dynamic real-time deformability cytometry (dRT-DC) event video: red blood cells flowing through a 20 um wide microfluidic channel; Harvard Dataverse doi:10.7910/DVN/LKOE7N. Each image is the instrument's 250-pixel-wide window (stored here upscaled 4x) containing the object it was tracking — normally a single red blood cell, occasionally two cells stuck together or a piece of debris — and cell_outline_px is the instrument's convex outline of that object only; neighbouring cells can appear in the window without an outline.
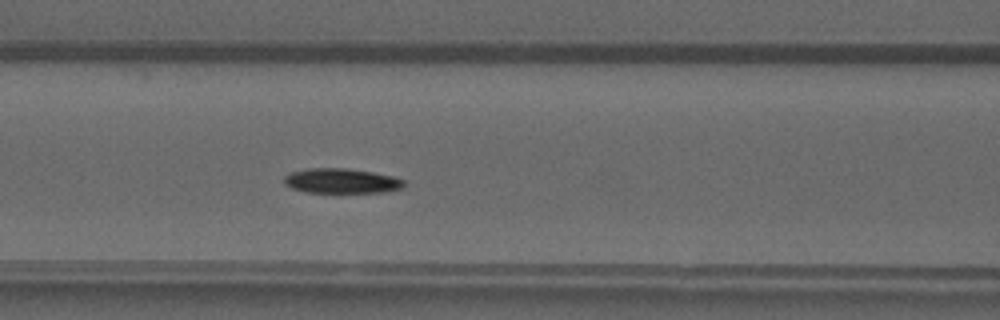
{"species": "common noctule bat (a hibernating species)", "species_latin": "Nyctalus noctula", "temperature_condition": "warm", "stored_images_in_passage": 45, "camera_frame_rate_fps": 3000, "um_per_image_px": 0.085, "animal": {"sex": "male", "forearm_length_mm": 52.5}, "frame": {"image": 1, "passage_image": 17, "time_ms": 5.333, "image_size_px": [1000, 320], "cell_outline_px": [[408, 184], [404, 188], [388, 192], [304, 192], [292, 188], [284, 184], [284, 176], [292, 172], [308, 168], [344, 168], [372, 172], [392, 176], [408, 180]], "centroid_in_image_um": [29.1, 15.38], "position_along_channel_um": 137.5, "area_um2": 17.57}}
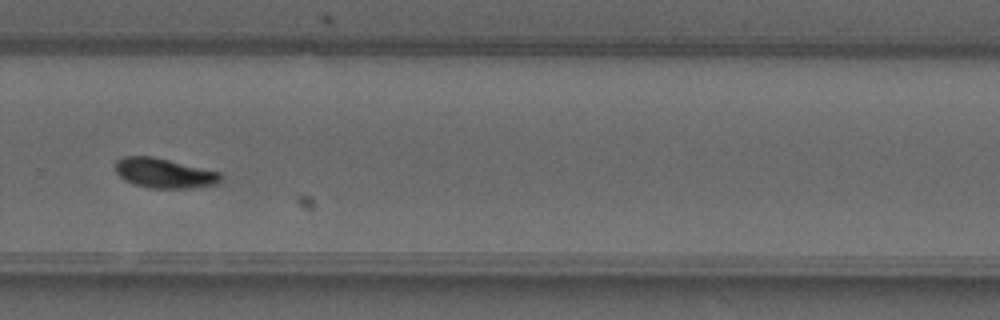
{"frame": {"image": 2, "passage_image": 30, "time_ms": 9.667, "image_size_px": [1000, 320], "cell_outline_px": [[220, 180], [216, 184], [192, 188], [148, 188], [124, 180], [116, 172], [116, 160], [120, 156], [152, 156], [220, 172]], "centroid_in_image_um": [13.92, 14.71], "position_along_channel_um": 315.9, "area_um2": 18.15}}
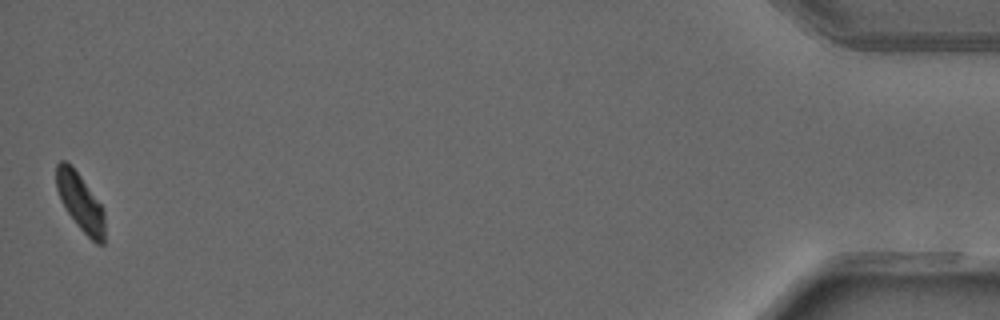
{"frame": {"image": 3, "passage_image": 45, "time_ms": 14.667, "image_size_px": [1000, 320], "cell_outline_px": [[104, 244], [96, 244], [76, 224], [64, 208], [60, 200], [56, 188], [56, 164], [60, 160], [64, 160], [72, 164], [100, 204], [104, 212]], "centroid_in_image_um": [6.79, 17.15], "position_along_channel_um": 428.4, "area_um2": 16.24}, "authors_computed_cell_mechanics": {"area_um2": 17.6868, "velocity_mm_per_s": 4.1311, "shape_relaxation_time_tau1_ms": 9.6959, "shape_relaxation_time_tau2_ms": null, "deformation_change_tau1": 0.2296, "deformation_change_tau2": null}}